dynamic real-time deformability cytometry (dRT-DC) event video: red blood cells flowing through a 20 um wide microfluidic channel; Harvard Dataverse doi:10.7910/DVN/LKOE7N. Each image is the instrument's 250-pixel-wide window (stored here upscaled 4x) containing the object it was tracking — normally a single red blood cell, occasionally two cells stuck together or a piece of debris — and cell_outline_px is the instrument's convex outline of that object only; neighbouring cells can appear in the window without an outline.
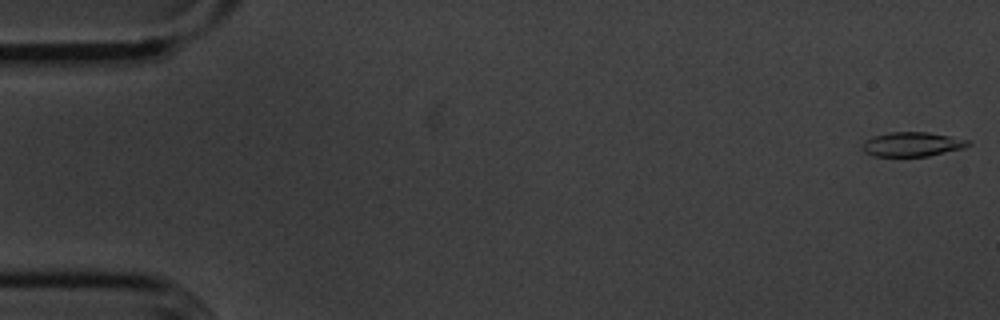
{"species": "common noctule bat (a hibernating species)", "species_latin": "Nyctalus noctula", "temperature_condition": "cold", "stored_images_in_passage": 55, "camera_frame_rate_fps": 3000, "um_per_image_px": 0.085, "animal": {"sex": "male", "body_mass_g": 20.1, "forearm_length_mm": 53.5}, "frame": {"image": 1, "passage_image": 1, "time_ms": 0.0, "image_size_px": [1000, 320], "cell_outline_px": [[972, 144], [964, 148], [928, 156], [872, 156], [864, 152], [860, 148], [864, 140], [872, 136], [888, 132], [928, 132], [972, 140]], "centroid_in_image_um": [77.52, 12.26], "position_along_channel_um": 7.5, "area_um2": 15.32}}
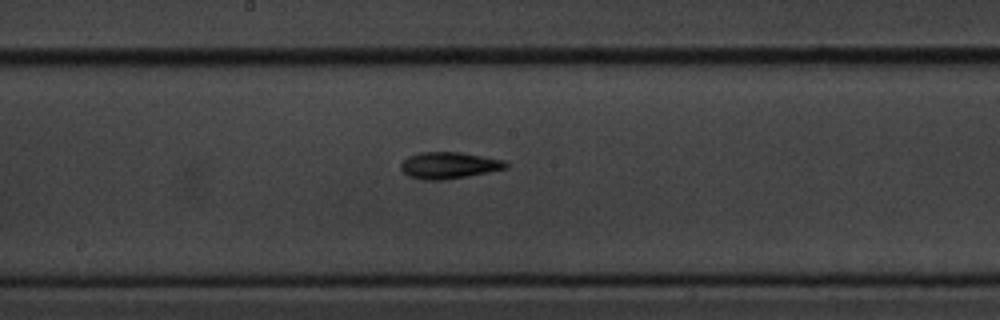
{"frame": {"image": 2, "passage_image": 29, "time_ms": 9.333, "image_size_px": [1000, 320], "cell_outline_px": [[508, 168], [468, 176], [444, 180], [420, 180], [408, 176], [400, 168], [400, 164], [408, 156], [420, 152], [460, 152], [504, 160], [508, 164]], "centroid_in_image_um": [38.14, 14.06], "position_along_channel_um": 210.1, "area_um2": 16.36}}
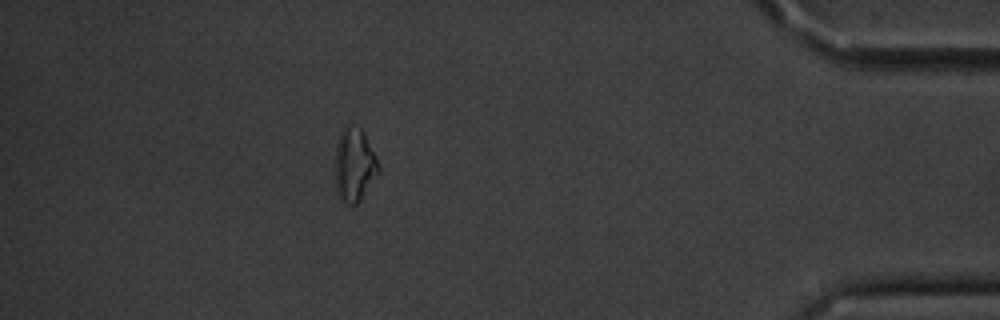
{"frame": {"image": 3, "passage_image": 49, "time_ms": 16.0, "image_size_px": [1000, 320], "cell_outline_px": [[380, 172], [360, 200], [356, 204], [348, 204], [340, 200], [336, 196], [336, 148], [340, 132], [344, 124], [348, 124], [360, 128], [364, 132], [376, 156], [380, 168]], "centroid_in_image_um": [30.13, 14.01], "position_along_channel_um": 405.1, "area_um2": 18.73}, "authors_computed_cell_mechanics": {"area_um2": 15.5482, "velocity_mm_per_s": 3.6177, "shape_relaxation_time_tau1_ms": 2.8813, "shape_relaxation_time_tau2_ms": 4.4043, "deformation_change_tau1": 0.1335, "deformation_change_tau2": 0.1357}}